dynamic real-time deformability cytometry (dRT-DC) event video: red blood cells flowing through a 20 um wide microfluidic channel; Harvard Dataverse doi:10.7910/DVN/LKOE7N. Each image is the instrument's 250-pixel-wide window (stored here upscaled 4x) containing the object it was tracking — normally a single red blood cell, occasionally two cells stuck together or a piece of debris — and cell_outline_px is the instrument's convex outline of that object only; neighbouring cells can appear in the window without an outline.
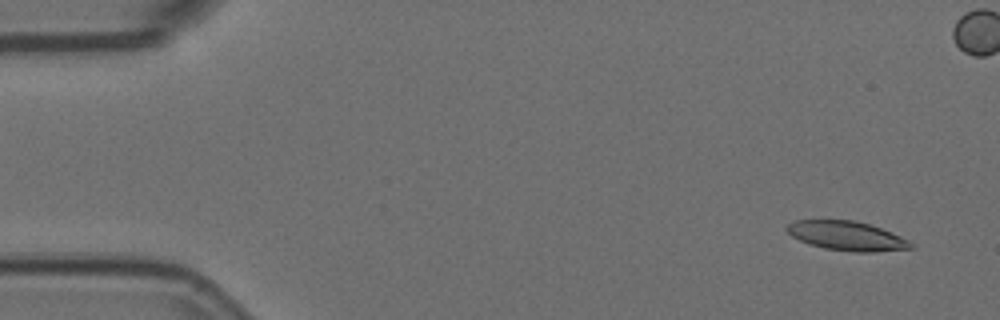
{"species": "Egyptian fruit bat (a non-hibernating species)", "species_latin": "Rousettus aegyptiacus", "temperature_condition": "room temperature", "stored_images_in_passage": 9, "camera_frame_rate_fps": 3000, "um_per_image_px": 0.085, "animal": {"sex": "female"}, "frame": {"image": 1, "passage_image": 3, "time_ms": 0.667, "image_size_px": [1000, 320], "cell_outline_px": [[916, 248], [876, 252], [856, 252], [824, 248], [808, 244], [792, 236], [784, 228], [788, 224], [796, 220], [852, 220], [868, 224], [880, 228], [900, 236], [916, 244]], "centroid_in_image_um": [72.01, 20.06], "position_along_channel_um": 13.0, "area_um2": 21.15}}